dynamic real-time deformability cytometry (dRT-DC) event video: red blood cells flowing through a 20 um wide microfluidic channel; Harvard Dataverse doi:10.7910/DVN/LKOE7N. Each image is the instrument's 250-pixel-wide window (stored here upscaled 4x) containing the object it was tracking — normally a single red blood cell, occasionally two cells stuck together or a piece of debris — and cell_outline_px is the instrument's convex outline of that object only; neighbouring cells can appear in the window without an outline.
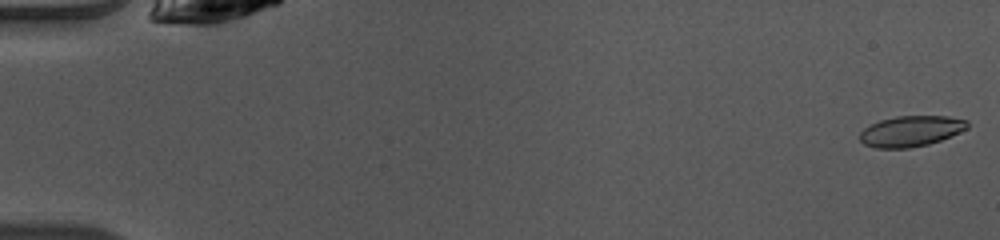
{"species": "common noctule bat (a hibernating species)", "species_latin": "Nyctalus noctula", "temperature_condition": "warm", "stored_images_in_passage": 49, "camera_frame_rate_fps": 3000, "um_per_image_px": 0.085, "animal": {"sex": "female", "body_mass_g": 10.0, "forearm_length_mm": 53.1}, "frame": {"image": 1, "passage_image": 1, "time_ms": 0.0, "image_size_px": [1000, 240], "cell_outline_px": [[968, 128], [960, 132], [940, 140], [928, 144], [908, 148], [876, 148], [864, 144], [860, 140], [860, 132], [864, 128], [880, 120], [896, 116], [948, 116], [968, 120]], "centroid_in_image_um": [77.43, 11.14], "position_along_channel_um": 7.6, "area_um2": 19.19}}
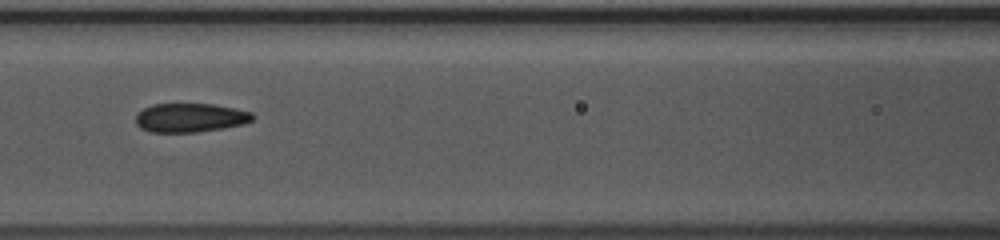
{"frame": {"image": 2, "passage_image": 22, "time_ms": 7.0, "image_size_px": [1000, 240], "cell_outline_px": [[256, 116], [252, 120], [244, 124], [224, 128], [196, 132], [152, 132], [140, 128], [136, 124], [136, 112], [152, 104], [212, 104], [252, 112]], "centroid_in_image_um": [16.16, 10.01], "position_along_channel_um": 150.4, "area_um2": 19.77}}
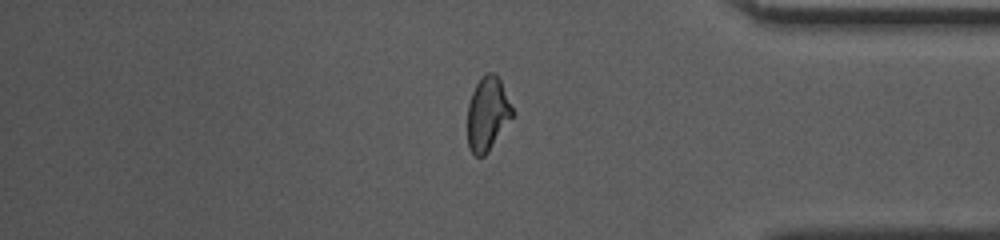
{"frame": {"image": 3, "passage_image": 41, "time_ms": 13.333, "image_size_px": [1000, 240], "cell_outline_px": [[516, 112], [488, 152], [484, 156], [476, 156], [468, 148], [468, 104], [472, 92], [480, 76], [488, 72], [492, 72], [500, 76]], "centroid_in_image_um": [41.48, 9.62], "position_along_channel_um": 393.7, "area_um2": 19.77}, "authors_computed_cell_mechanics": {"area_um2": 19.8254, "velocity_mm_per_s": 4.1239, "shape_relaxation_time_tau1_ms": null, "shape_relaxation_time_tau2_ms": 1.6992, "deformation_change_tau1": null, "deformation_change_tau2": 0.0644}}